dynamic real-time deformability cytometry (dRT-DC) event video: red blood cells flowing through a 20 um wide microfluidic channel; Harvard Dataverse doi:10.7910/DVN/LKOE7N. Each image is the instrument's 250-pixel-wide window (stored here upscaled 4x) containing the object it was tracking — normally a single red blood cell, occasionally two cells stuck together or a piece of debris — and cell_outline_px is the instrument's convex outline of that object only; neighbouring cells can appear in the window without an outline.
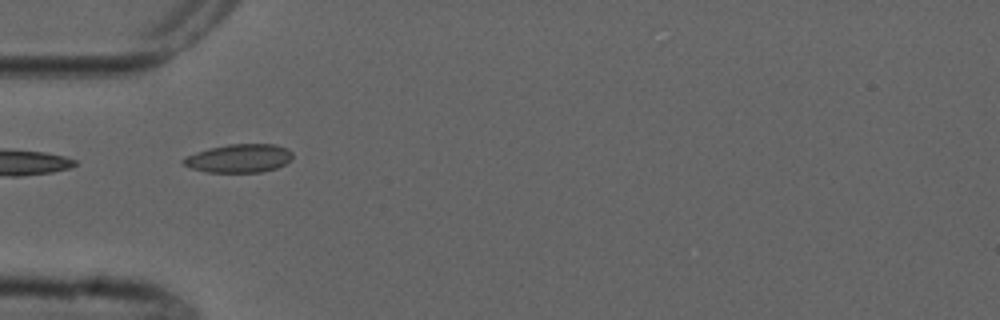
{"species": "common noctule bat (a hibernating species)", "species_latin": "Nyctalus noctula", "temperature_condition": "cold", "stored_images_in_passage": 7, "camera_frame_rate_fps": 3000, "um_per_image_px": 0.085, "animal": {"sex": "male", "forearm_length_mm": 52.5}, "frame": {"image": 1, "passage_image": 3, "time_ms": 2.333, "image_size_px": [1000, 320], "cell_outline_px": [[292, 160], [276, 168], [260, 172], [208, 172], [192, 168], [184, 164], [180, 160], [196, 152], [208, 148], [228, 144], [276, 144], [288, 148], [292, 152]], "centroid_in_image_um": [20.35, 13.44], "position_along_channel_um": 64.6, "area_um2": 18.09}}
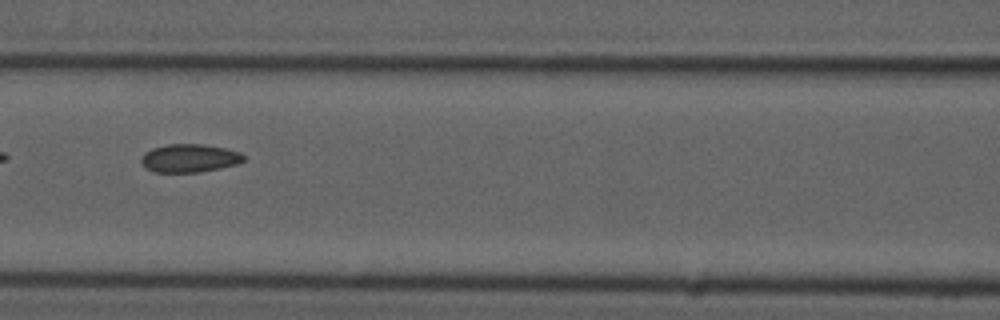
{"frame": {"image": 2, "passage_image": 5, "time_ms": 4.667, "image_size_px": [1000, 320], "cell_outline_px": [[244, 160], [236, 164], [220, 168], [200, 172], [152, 172], [144, 168], [140, 160], [140, 156], [144, 152], [152, 148], [168, 144], [204, 144], [224, 148], [240, 152], [244, 156]], "centroid_in_image_um": [16.04, 13.45], "position_along_channel_um": 150.6, "area_um2": 16.99}}
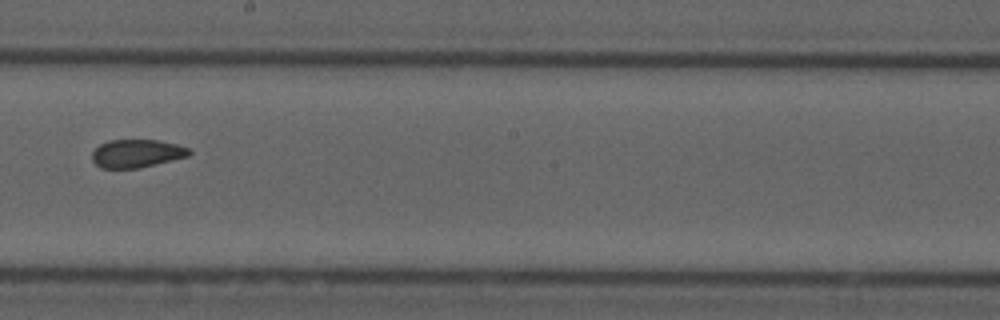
{"frame": {"image": 3, "passage_image": 7, "time_ms": 7.0, "image_size_px": [1000, 320], "cell_outline_px": [[192, 152], [188, 156], [140, 168], [100, 168], [92, 160], [92, 152], [100, 144], [108, 140], [160, 140], [176, 144], [188, 148]], "centroid_in_image_um": [11.61, 13.04], "position_along_channel_um": 236.6, "area_um2": 15.9}}